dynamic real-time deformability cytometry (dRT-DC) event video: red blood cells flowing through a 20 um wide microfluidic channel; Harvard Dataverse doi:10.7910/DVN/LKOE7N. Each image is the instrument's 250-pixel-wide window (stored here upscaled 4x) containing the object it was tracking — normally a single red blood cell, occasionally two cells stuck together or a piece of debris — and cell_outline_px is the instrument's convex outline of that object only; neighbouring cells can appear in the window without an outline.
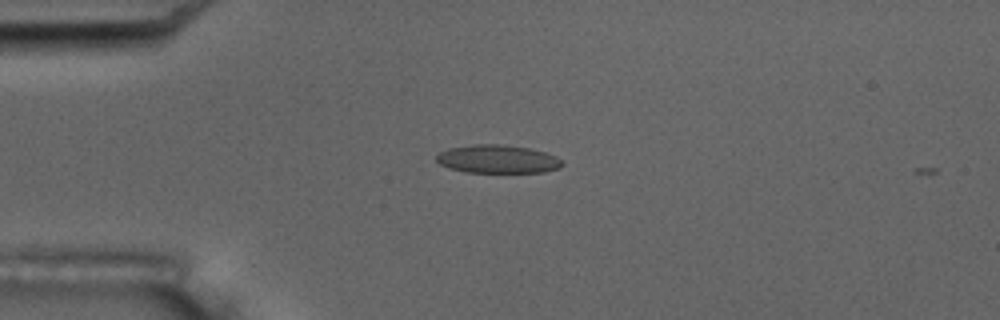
{"species": "common noctule bat (a hibernating species)", "species_latin": "Nyctalus noctula", "temperature_condition": "room temperature", "stored_images_in_passage": 5, "camera_frame_rate_fps": 3000, "um_per_image_px": 0.085, "animal": {"sex": "male", "body_mass_g": 17.5, "forearm_length_mm": 52.3}, "frame": {"image": 1, "passage_image": 4, "time_ms": 3.667, "image_size_px": [1000, 320], "cell_outline_px": [[564, 164], [560, 168], [544, 172], [464, 172], [448, 168], [440, 164], [436, 160], [436, 156], [440, 152], [448, 148], [472, 144], [504, 144], [528, 148], [544, 152], [556, 156]], "centroid_in_image_um": [42.28, 13.52], "position_along_channel_um": 42.7, "area_um2": 20.81}}